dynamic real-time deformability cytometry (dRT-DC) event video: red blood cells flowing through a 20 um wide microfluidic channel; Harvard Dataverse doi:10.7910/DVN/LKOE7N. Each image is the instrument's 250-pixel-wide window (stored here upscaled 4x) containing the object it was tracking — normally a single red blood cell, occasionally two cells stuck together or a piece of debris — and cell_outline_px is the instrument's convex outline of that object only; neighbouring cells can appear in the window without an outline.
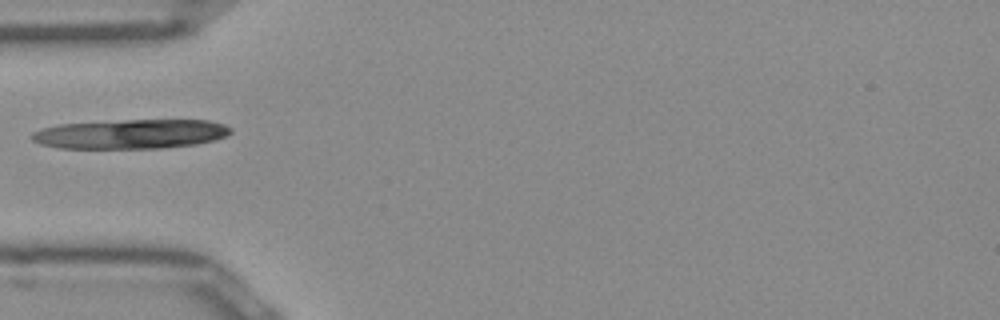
{"species": "Egyptian fruit bat (a non-hibernating species)", "species_latin": "Rousettus aegyptiacus", "temperature_condition": "room temperature", "stored_images_in_passage": 21, "camera_frame_rate_fps": 3000, "um_per_image_px": 0.085, "frame": {"image": 1, "passage_image": 1, "time_ms": 0.0, "image_size_px": [1000, 320], "cell_outline_px": [[232, 132], [228, 136], [216, 140], [196, 144], [160, 148], [60, 148], [40, 144], [32, 140], [28, 136], [32, 132], [56, 124], [124, 120], [208, 120], [224, 124], [232, 128]], "centroid_in_image_um": [11.12, 11.39], "position_along_channel_um": 73.9, "area_um2": 34.33}}